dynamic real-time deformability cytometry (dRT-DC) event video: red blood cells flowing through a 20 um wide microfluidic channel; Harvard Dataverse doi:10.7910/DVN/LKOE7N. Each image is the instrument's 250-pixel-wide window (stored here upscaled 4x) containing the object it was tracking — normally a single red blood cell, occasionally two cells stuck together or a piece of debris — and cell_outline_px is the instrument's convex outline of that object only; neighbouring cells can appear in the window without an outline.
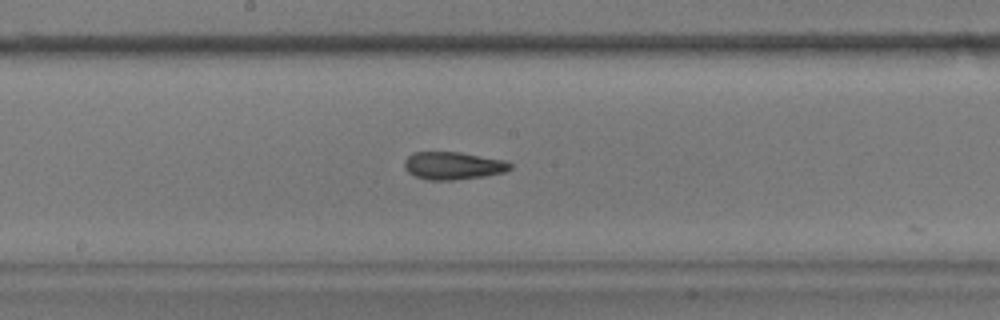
{"species": "common noctule bat (a hibernating species)", "species_latin": "Nyctalus noctula", "temperature_condition": "warm", "stored_images_in_passage": 16, "camera_frame_rate_fps": 3000, "um_per_image_px": 0.085, "animal": {"sex": "male", "body_mass_g": 17.9}, "frame": {"image": 1, "passage_image": 15, "time_ms": 4.667, "image_size_px": [1000, 320], "cell_outline_px": [[512, 168], [504, 172], [484, 176], [452, 180], [428, 180], [416, 176], [408, 172], [404, 168], [404, 160], [412, 152], [460, 152], [504, 160], [512, 164]], "centroid_in_image_um": [38.49, 14.08], "position_along_channel_um": 209.7, "area_um2": 17.05}}